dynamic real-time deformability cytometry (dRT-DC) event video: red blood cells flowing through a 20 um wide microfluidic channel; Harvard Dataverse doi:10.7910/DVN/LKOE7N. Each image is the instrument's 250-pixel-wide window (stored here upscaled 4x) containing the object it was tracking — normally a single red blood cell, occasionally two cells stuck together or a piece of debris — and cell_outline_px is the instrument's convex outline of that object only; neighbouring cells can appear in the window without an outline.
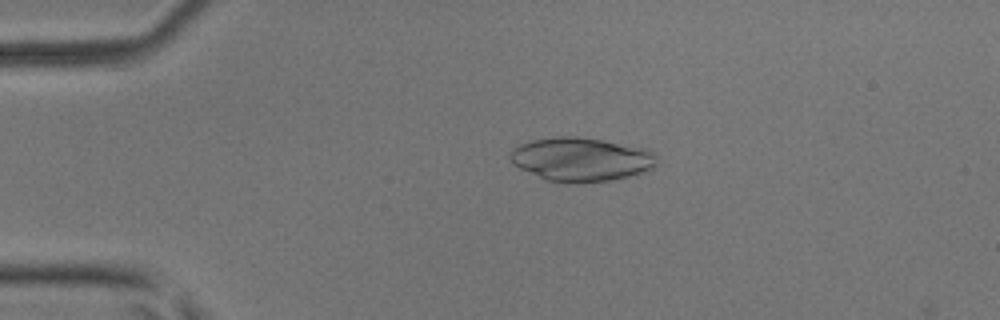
{"species": "common noctule bat (a hibernating species)", "species_latin": "Nyctalus noctula", "temperature_condition": "room temperature", "stored_images_in_passage": 50, "camera_frame_rate_fps": 3000, "um_per_image_px": 0.085, "animal": {"sex": "male", "body_mass_g": 17.9, "forearm_length_mm": 54.2}, "frame": {"image": 1, "passage_image": 11, "time_ms": 3.333, "image_size_px": [1000, 320], "cell_outline_px": [[656, 164], [648, 172], [608, 180], [576, 184], [548, 180], [520, 168], [512, 164], [508, 156], [512, 148], [520, 144], [532, 140], [556, 136], [576, 136], [648, 148], [656, 156]], "centroid_in_image_um": [49.39, 13.54], "position_along_channel_um": 35.6, "area_um2": 37.51}}
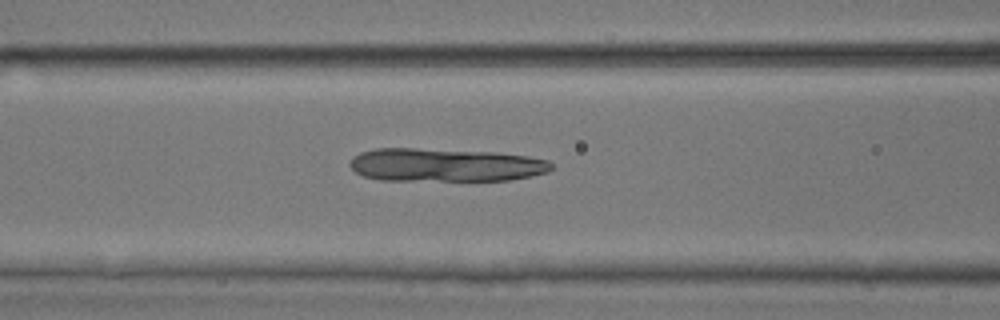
{"frame": {"image": 2, "passage_image": 21, "time_ms": 6.667, "image_size_px": [1000, 320], "cell_outline_px": [[552, 168], [548, 172], [532, 176], [508, 180], [380, 180], [364, 176], [356, 172], [348, 164], [348, 160], [352, 156], [360, 152], [376, 148], [416, 148], [496, 152], [528, 156], [548, 160], [552, 164]], "centroid_in_image_um": [37.82, 14.01], "position_along_channel_um": 128.8, "area_um2": 39.3}}
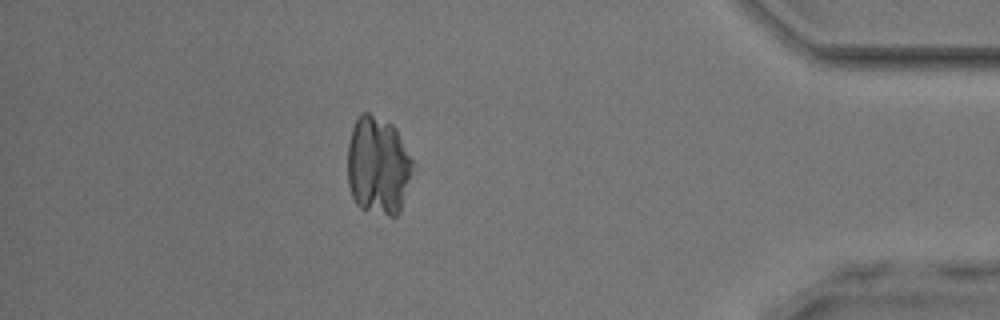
{"frame": {"image": 3, "passage_image": 44, "time_ms": 14.333, "image_size_px": [1000, 320], "cell_outline_px": [[416, 164], [400, 212], [396, 216], [388, 216], [360, 208], [356, 204], [352, 196], [348, 184], [348, 144], [352, 128], [360, 112], [368, 112], [392, 124], [396, 128]], "centroid_in_image_um": [32.16, 14.08], "position_along_channel_um": 403.0, "area_um2": 37.97}}